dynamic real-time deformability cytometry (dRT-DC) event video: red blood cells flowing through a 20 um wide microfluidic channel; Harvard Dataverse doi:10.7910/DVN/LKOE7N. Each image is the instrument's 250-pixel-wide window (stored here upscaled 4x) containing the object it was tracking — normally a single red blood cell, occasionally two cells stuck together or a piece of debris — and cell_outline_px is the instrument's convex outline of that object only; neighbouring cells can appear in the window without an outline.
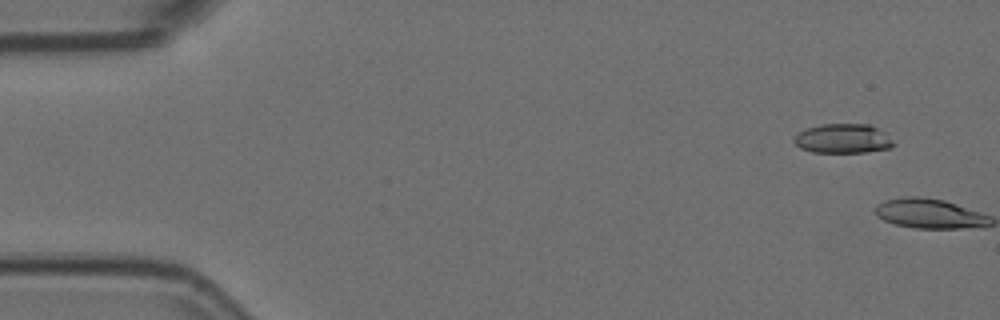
{"species": "Egyptian fruit bat (a non-hibernating species)", "species_latin": "Rousettus aegyptiacus", "temperature_condition": "room temperature", "stored_images_in_passage": 2, "camera_frame_rate_fps": 3000, "um_per_image_px": 0.085, "animal": {"sex": "female"}, "frame": {"image": 1, "passage_image": 1, "time_ms": 0.0, "image_size_px": [1000, 320], "cell_outline_px": [[896, 144], [892, 148], [868, 152], [812, 152], [800, 148], [792, 140], [804, 128], [820, 124], [868, 124], [888, 132]], "centroid_in_image_um": [71.72, 11.77], "position_along_channel_um": 13.3, "area_um2": 17.4}}